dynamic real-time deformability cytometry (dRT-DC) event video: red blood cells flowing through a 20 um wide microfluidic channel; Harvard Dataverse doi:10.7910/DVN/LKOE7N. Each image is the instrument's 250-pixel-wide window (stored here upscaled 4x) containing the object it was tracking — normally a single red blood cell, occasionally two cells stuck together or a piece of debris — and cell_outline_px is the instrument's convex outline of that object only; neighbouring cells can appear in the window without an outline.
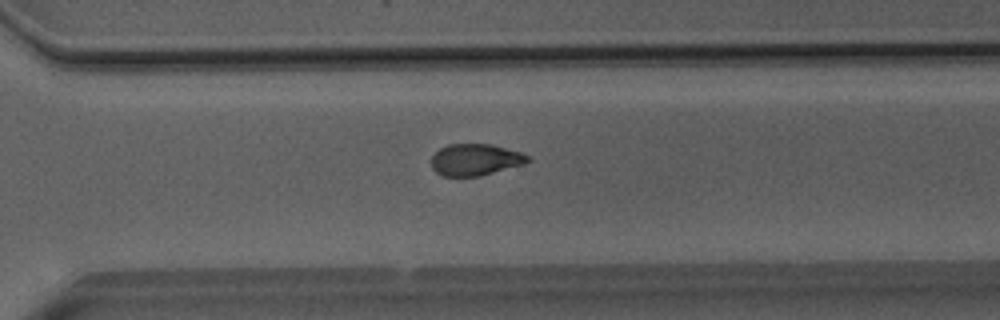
{"species": "Egyptian fruit bat (a non-hibernating species)", "species_latin": "Rousettus aegyptiacus", "temperature_condition": "room temperature", "stored_images_in_passage": 51, "camera_frame_rate_fps": 3000, "um_per_image_px": 0.085, "animal": {"sex": "male"}, "frame": {"image": 1, "passage_image": 36, "time_ms": 11.667, "image_size_px": [1000, 320], "cell_outline_px": [[532, 160], [524, 164], [480, 176], [440, 176], [432, 168], [432, 156], [440, 148], [448, 144], [492, 144], [520, 152], [528, 156]], "centroid_in_image_um": [40.4, 13.57], "position_along_channel_um": 330.2, "area_um2": 17.8}}
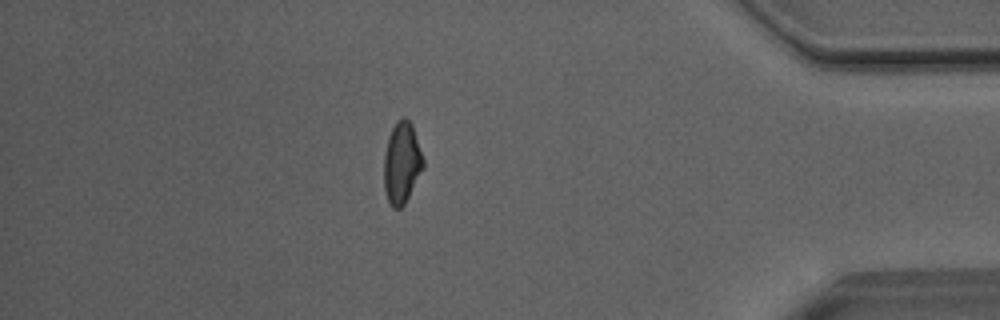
{"frame": {"image": 2, "passage_image": 44, "time_ms": 14.333, "image_size_px": [1000, 320], "cell_outline_px": [[424, 168], [404, 204], [400, 208], [392, 208], [388, 200], [384, 188], [384, 156], [388, 136], [396, 120], [400, 116], [404, 116], [412, 124], [424, 160]], "centroid_in_image_um": [34.15, 13.81], "position_along_channel_um": 401.1, "area_um2": 18.73}}
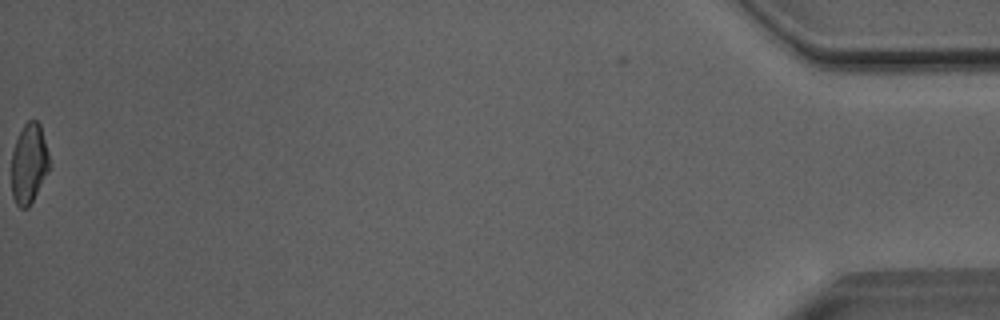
{"frame": {"image": 3, "passage_image": 51, "time_ms": 16.667, "image_size_px": [1000, 320], "cell_outline_px": [[48, 168], [28, 208], [20, 208], [16, 204], [12, 196], [12, 152], [16, 140], [24, 124], [28, 120], [36, 120], [40, 124], [48, 152]], "centroid_in_image_um": [2.43, 13.88], "position_along_channel_um": 432.8, "area_um2": 17.11}, "authors_computed_cell_mechanics": {"area_um2": 18.785, "velocity_mm_per_s": 4.086, "shape_relaxation_time_tau1_ms": 5.5509, "shape_relaxation_time_tau2_ms": 3.8737, "deformation_change_tau1": 0.1812, "deformation_change_tau2": 0.1108}}